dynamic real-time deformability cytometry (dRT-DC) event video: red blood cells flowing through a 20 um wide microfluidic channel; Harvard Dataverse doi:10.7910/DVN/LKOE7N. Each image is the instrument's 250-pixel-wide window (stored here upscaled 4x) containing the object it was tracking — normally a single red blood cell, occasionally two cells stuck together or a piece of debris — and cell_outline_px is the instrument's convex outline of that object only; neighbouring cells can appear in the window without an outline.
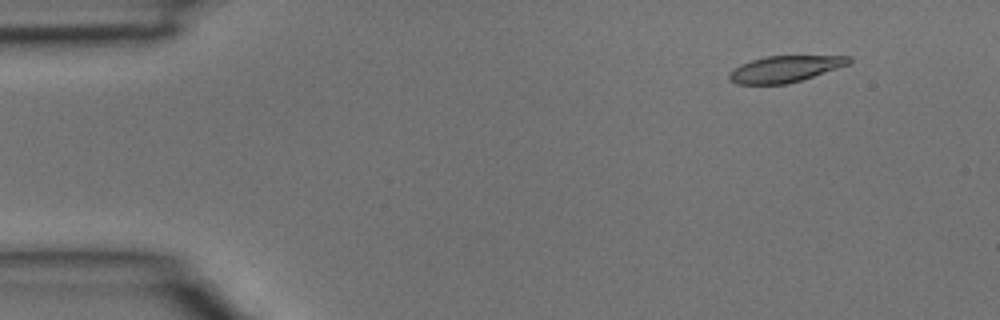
{"species": "common noctule bat (a hibernating species)", "species_latin": "Nyctalus noctula", "temperature_condition": "room temperature", "stored_images_in_passage": 39, "camera_frame_rate_fps": 3000, "um_per_image_px": 0.085, "animal": {"sex": "male", "body_mass_g": 15.6}, "frame": {"image": 1, "passage_image": 4, "time_ms": 1.0, "image_size_px": [1000, 320], "cell_outline_px": [[852, 60], [848, 64], [788, 84], [736, 84], [728, 80], [728, 72], [732, 68], [740, 64], [752, 60], [768, 56], [852, 56]], "centroid_in_image_um": [66.64, 5.86], "position_along_channel_um": 18.4, "area_um2": 18.26}}
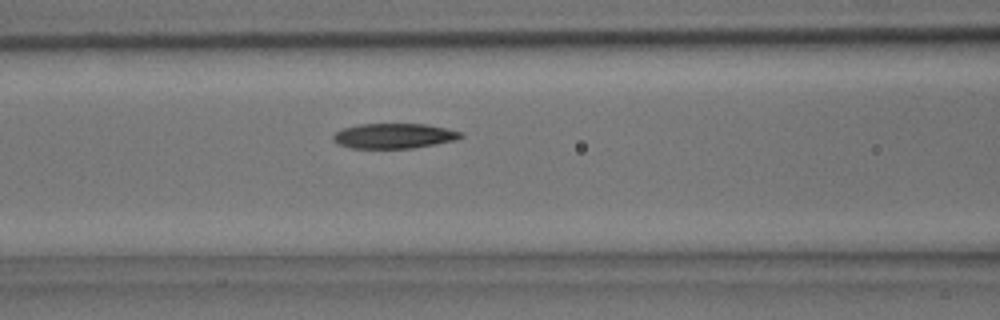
{"frame": {"image": 2, "passage_image": 16, "time_ms": 5.0, "image_size_px": [1000, 320], "cell_outline_px": [[464, 136], [456, 140], [436, 144], [412, 148], [352, 148], [340, 144], [332, 140], [332, 136], [336, 132], [344, 128], [360, 124], [428, 124], [448, 128], [464, 132]], "centroid_in_image_um": [33.55, 11.54], "position_along_channel_um": 133.0, "area_um2": 18.73}}
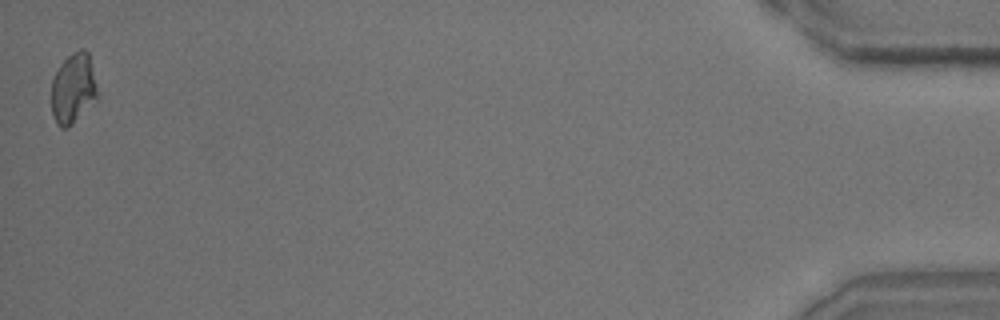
{"frame": {"image": 3, "passage_image": 39, "time_ms": 12.667, "image_size_px": [1000, 320], "cell_outline_px": [[100, 92], [72, 124], [68, 128], [60, 128], [56, 124], [52, 112], [52, 80], [60, 64], [72, 52], [80, 48], [84, 48], [88, 52]], "centroid_in_image_um": [6.23, 7.48], "position_along_channel_um": 429.0, "area_um2": 18.79}}